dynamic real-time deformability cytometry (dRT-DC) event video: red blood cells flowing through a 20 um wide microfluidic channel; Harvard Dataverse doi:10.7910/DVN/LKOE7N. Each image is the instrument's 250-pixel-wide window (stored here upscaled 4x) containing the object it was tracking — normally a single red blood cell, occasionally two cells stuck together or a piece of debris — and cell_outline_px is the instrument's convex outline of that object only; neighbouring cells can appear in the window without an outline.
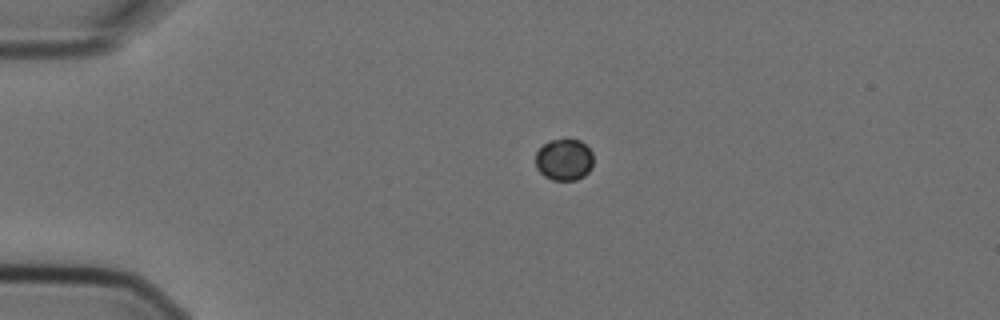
{"species": "Egyptian fruit bat (a non-hibernating species)", "species_latin": "Rousettus aegyptiacus", "temperature_condition": "cold", "stored_images_in_passage": 3, "camera_frame_rate_fps": 3000, "um_per_image_px": 0.085, "animal": {"sex": "female"}, "frame": {"image": 1, "passage_image": 1, "time_ms": 0.0, "image_size_px": [1000, 320], "cell_outline_px": [[592, 168], [584, 176], [576, 180], [552, 180], [544, 176], [536, 168], [536, 152], [548, 140], [580, 140], [592, 152]], "centroid_in_image_um": [47.94, 13.59], "position_along_channel_um": 37.1, "area_um2": 13.99}}
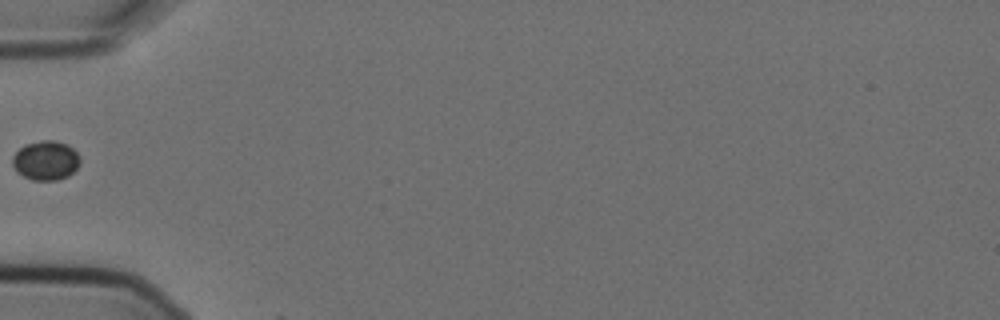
{"frame": {"image": 2, "passage_image": 3, "time_ms": 0.667, "image_size_px": [1000, 320], "cell_outline_px": [[80, 164], [68, 176], [56, 180], [32, 180], [16, 172], [12, 164], [12, 156], [24, 144], [40, 140], [56, 140], [72, 148], [80, 156]], "centroid_in_image_um": [3.87, 13.63], "position_along_channel_um": 81.1, "area_um2": 15.55}}